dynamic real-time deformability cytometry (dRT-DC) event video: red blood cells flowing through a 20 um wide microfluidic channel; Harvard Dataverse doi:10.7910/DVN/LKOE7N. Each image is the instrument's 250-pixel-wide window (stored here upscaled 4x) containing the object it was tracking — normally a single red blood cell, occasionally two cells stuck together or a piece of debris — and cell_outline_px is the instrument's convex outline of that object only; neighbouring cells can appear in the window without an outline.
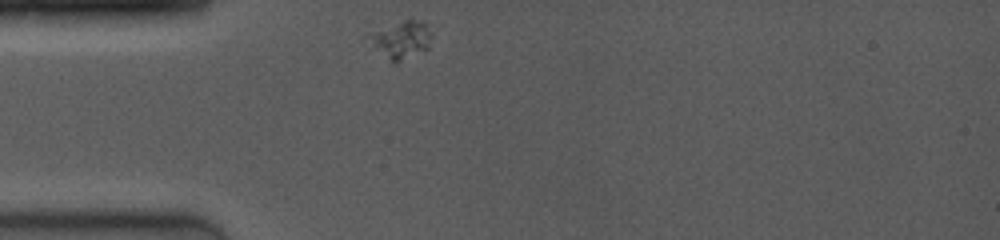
{"species": "common noctule bat (a hibernating species)", "species_latin": "Nyctalus noctula", "temperature_condition": "room temperature", "stored_images_in_passage": 1, "camera_frame_rate_fps": 4000, "um_per_image_px": 0.085, "animal": {"sex": "female", "body_mass_g": 19.0, "forearm_length_mm": 53.3}, "frame": {"image": 1, "passage_image": 1, "time_ms": 0.0, "image_size_px": [1000, 240], "cell_outline_px": [[432, 36], [428, 48], [400, 60], [392, 60], [372, 44], [372, 36], [404, 20], [424, 20]], "centroid_in_image_um": [34.28, 3.34], "position_along_channel_um": 50.7, "area_um2": 12.14}}